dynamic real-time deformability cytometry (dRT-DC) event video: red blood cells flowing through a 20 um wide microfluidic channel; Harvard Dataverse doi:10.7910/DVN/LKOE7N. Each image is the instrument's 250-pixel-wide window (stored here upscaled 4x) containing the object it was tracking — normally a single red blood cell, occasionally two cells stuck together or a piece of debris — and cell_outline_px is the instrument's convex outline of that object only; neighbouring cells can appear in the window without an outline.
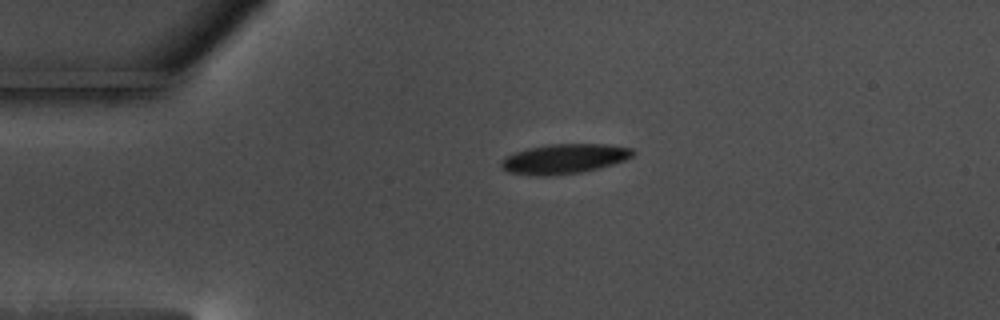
{"species": "common noctule bat (a hibernating species)", "species_latin": "Nyctalus noctula", "temperature_condition": "warm", "stored_images_in_passage": 46, "camera_frame_rate_fps": 3000, "um_per_image_px": 0.085, "animal": {"sex": "male", "body_mass_g": 17.5, "forearm_length_mm": 52.3}, "frame": {"image": 1, "passage_image": 1, "time_ms": 0.0, "image_size_px": [1000, 320], "cell_outline_px": [[636, 152], [632, 156], [624, 160], [600, 168], [580, 172], [548, 176], [536, 176], [508, 172], [500, 164], [500, 160], [516, 152], [528, 148], [544, 144], [604, 144], [632, 148]], "centroid_in_image_um": [47.96, 13.49], "position_along_channel_um": 37.0, "area_um2": 22.77}}
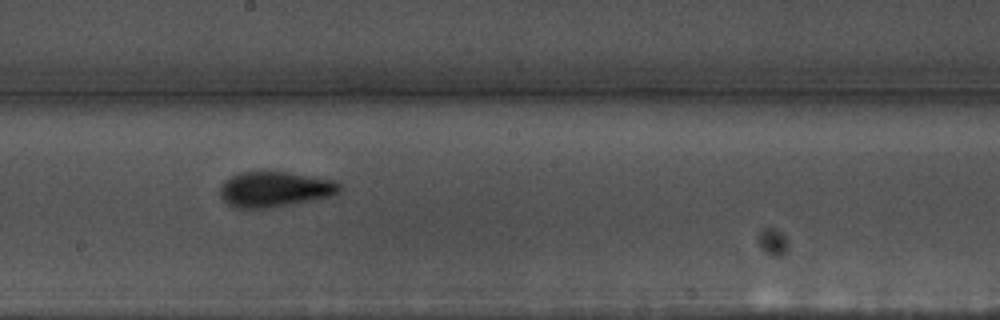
{"frame": {"image": 2, "passage_image": 20, "time_ms": 6.333, "image_size_px": [1000, 320], "cell_outline_px": [[340, 192], [332, 196], [292, 204], [260, 208], [236, 208], [228, 204], [220, 196], [220, 184], [224, 180], [240, 172], [264, 168], [332, 180], [340, 184]], "centroid_in_image_um": [23.3, 16.04], "position_along_channel_um": 224.9, "area_um2": 25.09}}
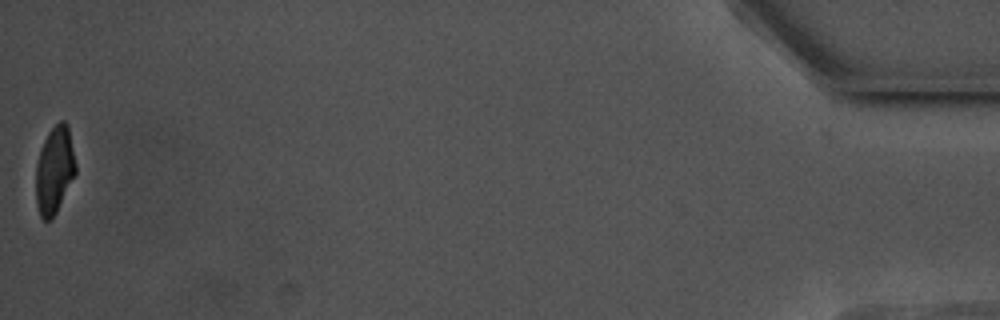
{"frame": {"image": 3, "passage_image": 46, "time_ms": 15.0, "image_size_px": [1000, 320], "cell_outline_px": [[76, 172], [56, 212], [48, 220], [44, 220], [40, 216], [36, 204], [36, 164], [40, 148], [48, 132], [60, 120], [64, 120], [68, 124], [76, 164]], "centroid_in_image_um": [4.62, 14.41], "position_along_channel_um": 430.6, "area_um2": 20.11}, "authors_computed_cell_mechanics": {"area_um2": 22.8888, "velocity_mm_per_s": 3.51, "shape_relaxation_time_tau1_ms": 2.8299, "shape_relaxation_time_tau2_ms": 2.9021, "deformation_change_tau1": 0.1182, "deformation_change_tau2": 0.0914}}